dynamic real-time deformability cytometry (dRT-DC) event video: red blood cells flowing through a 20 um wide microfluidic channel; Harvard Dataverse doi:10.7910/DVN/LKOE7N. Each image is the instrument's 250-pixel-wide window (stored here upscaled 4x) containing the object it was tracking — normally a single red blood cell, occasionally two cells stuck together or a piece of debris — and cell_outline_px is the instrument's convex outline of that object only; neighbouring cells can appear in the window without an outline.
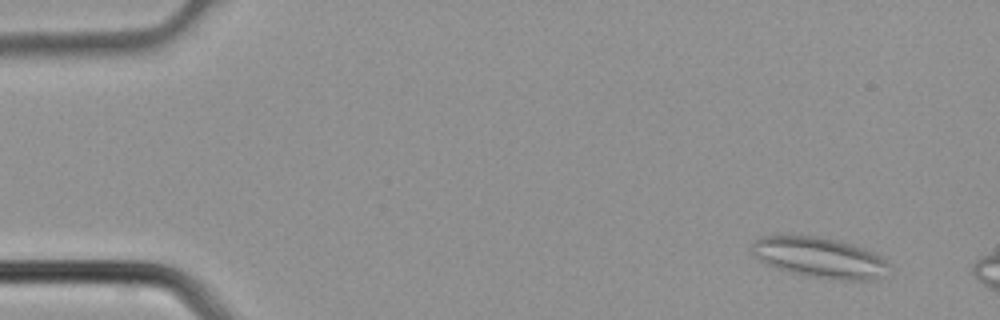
{"species": "common noctule bat (a hibernating species)", "species_latin": "Nyctalus noctula", "temperature_condition": "cold", "stored_images_in_passage": 3, "camera_frame_rate_fps": 3000, "um_per_image_px": 0.085, "animal": {"sex": "male", "body_mass_g": 21.5, "forearm_length_mm": 52.0}, "frame": {"image": 1, "passage_image": 1, "time_ms": 0.0, "image_size_px": [1000, 320], "cell_outline_px": [[888, 264], [884, 276], [880, 280], [832, 280], [808, 276], [776, 268], [764, 264], [752, 252], [752, 244], [756, 240], [764, 236], [816, 236], [840, 240], [864, 248], [880, 256]], "centroid_in_image_um": [69.69, 21.91], "position_along_channel_um": 15.3, "area_um2": 32.31}}